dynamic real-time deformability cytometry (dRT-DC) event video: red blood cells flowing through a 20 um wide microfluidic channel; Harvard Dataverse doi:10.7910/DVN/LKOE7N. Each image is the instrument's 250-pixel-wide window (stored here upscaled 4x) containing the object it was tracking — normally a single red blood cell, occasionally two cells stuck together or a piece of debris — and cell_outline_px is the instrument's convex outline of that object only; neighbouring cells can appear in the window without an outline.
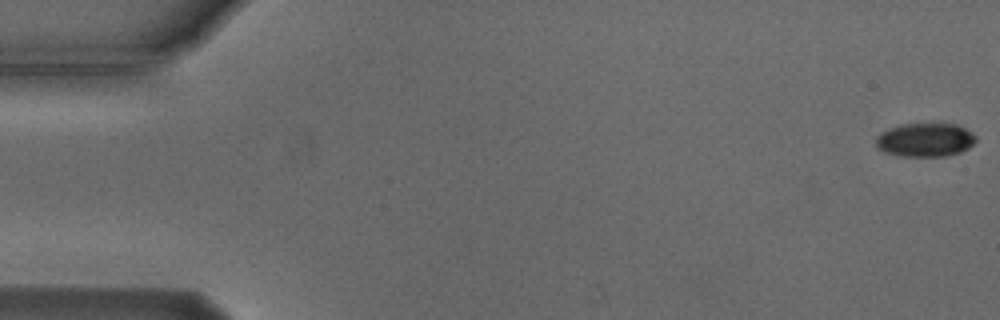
{"species": "Egyptian fruit bat (a non-hibernating species)", "species_latin": "Rousettus aegyptiacus", "temperature_condition": "cold", "stored_images_in_passage": 5, "camera_frame_rate_fps": 3000, "um_per_image_px": 0.085, "animal": {"sex": "male"}, "frame": {"image": 1, "passage_image": 1, "time_ms": 0.0, "image_size_px": [1000, 320], "cell_outline_px": [[976, 140], [968, 148], [960, 152], [944, 156], [900, 156], [884, 152], [876, 148], [876, 136], [888, 128], [900, 124], [956, 124], [972, 132], [976, 136]], "centroid_in_image_um": [78.61, 11.89], "position_along_channel_um": 6.4, "area_um2": 19.65}}
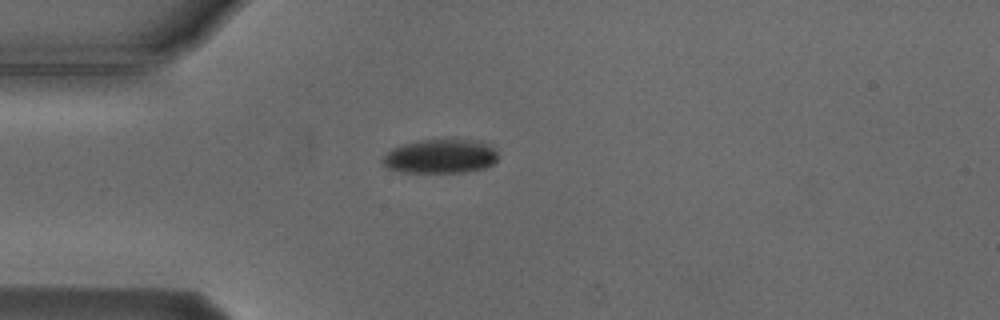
{"frame": {"image": 2, "passage_image": 5, "time_ms": 4.667, "image_size_px": [1000, 320], "cell_outline_px": [[496, 160], [492, 164], [484, 168], [464, 172], [400, 172], [388, 168], [380, 160], [392, 148], [400, 144], [416, 140], [480, 140], [488, 144], [496, 152]], "centroid_in_image_um": [37.39, 13.28], "position_along_channel_um": 47.6, "area_um2": 22.89}}